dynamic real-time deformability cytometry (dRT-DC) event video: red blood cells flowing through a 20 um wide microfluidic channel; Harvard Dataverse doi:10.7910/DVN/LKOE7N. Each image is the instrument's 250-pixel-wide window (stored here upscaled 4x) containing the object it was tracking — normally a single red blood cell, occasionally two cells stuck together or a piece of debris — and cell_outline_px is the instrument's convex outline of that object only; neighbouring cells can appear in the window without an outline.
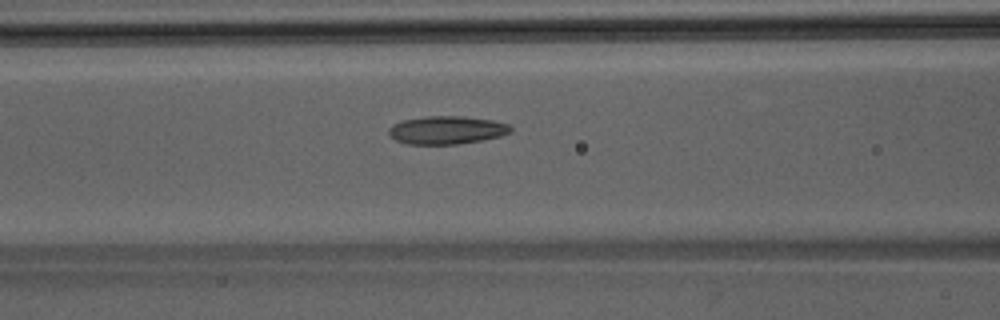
{"species": "Egyptian fruit bat (a non-hibernating species)", "species_latin": "Rousettus aegyptiacus", "temperature_condition": "room temperature", "stored_images_in_passage": 39, "camera_frame_rate_fps": 3000, "um_per_image_px": 0.085, "animal": {"sex": "male"}, "frame": {"image": 1, "passage_image": 11, "time_ms": 3.333, "image_size_px": [1000, 320], "cell_outline_px": [[512, 132], [500, 136], [480, 140], [456, 144], [408, 144], [396, 140], [388, 132], [388, 128], [392, 124], [404, 120], [428, 116], [464, 116], [492, 120], [508, 124], [512, 128]], "centroid_in_image_um": [37.97, 11.05], "position_along_channel_um": 128.6, "area_um2": 19.83}}
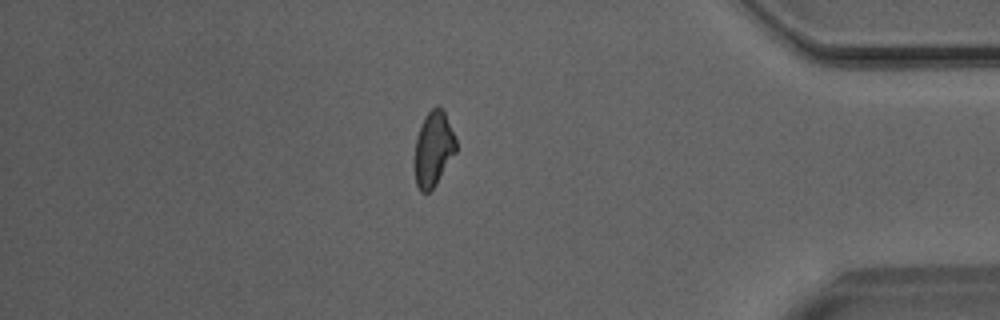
{"frame": {"image": 2, "passage_image": 32, "time_ms": 10.333, "image_size_px": [1000, 320], "cell_outline_px": [[456, 152], [436, 184], [428, 192], [420, 192], [416, 184], [416, 136], [420, 124], [424, 116], [436, 104], [444, 112], [456, 140]], "centroid_in_image_um": [36.84, 12.63], "position_along_channel_um": 398.4, "area_um2": 17.74}}
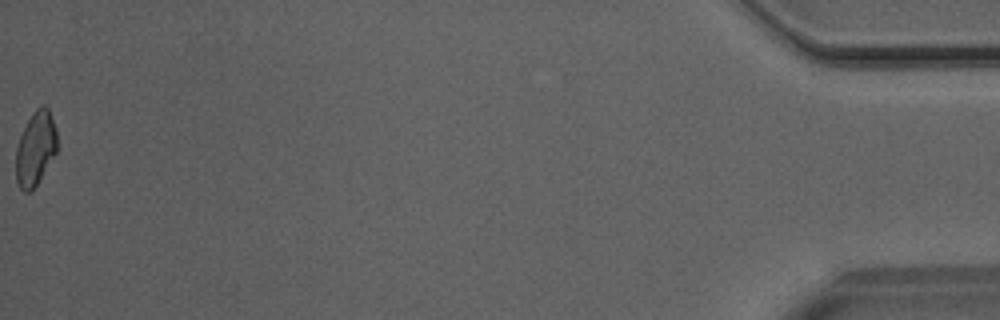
{"frame": {"image": 3, "passage_image": 39, "time_ms": 12.667, "image_size_px": [1000, 320], "cell_outline_px": [[56, 152], [36, 184], [28, 192], [24, 192], [20, 188], [16, 180], [16, 148], [20, 136], [32, 112], [40, 104], [44, 104], [48, 108], [56, 128]], "centroid_in_image_um": [3.0, 12.58], "position_along_channel_um": 432.2, "area_um2": 17.51}}